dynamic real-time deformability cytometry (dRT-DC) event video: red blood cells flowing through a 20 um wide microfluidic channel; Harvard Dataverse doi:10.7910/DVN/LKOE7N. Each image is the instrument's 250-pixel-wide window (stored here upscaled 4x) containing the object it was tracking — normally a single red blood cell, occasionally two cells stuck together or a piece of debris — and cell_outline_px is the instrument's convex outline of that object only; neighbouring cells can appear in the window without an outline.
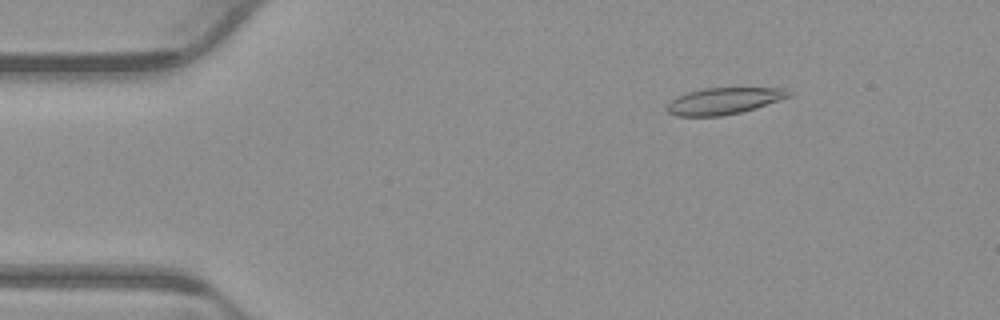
{"species": "common noctule bat (a hibernating species)", "species_latin": "Nyctalus noctula", "temperature_condition": "warm", "stored_images_in_passage": 42, "camera_frame_rate_fps": 3000, "um_per_image_px": 0.085, "animal": {"sex": "male", "body_mass_g": 23.1, "forearm_length_mm": 52.7}, "frame": {"image": 1, "passage_image": 8, "time_ms": 2.333, "image_size_px": [1000, 320], "cell_outline_px": [[792, 96], [756, 108], [740, 112], [720, 116], [676, 116], [668, 112], [664, 108], [676, 96], [688, 92], [704, 88], [788, 88], [792, 92]], "centroid_in_image_um": [61.54, 8.57], "position_along_channel_um": 23.5, "area_um2": 18.96}}
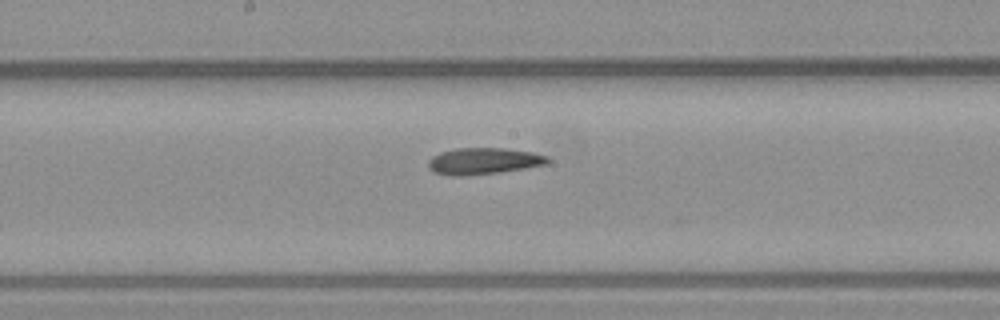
{"frame": {"image": 2, "passage_image": 28, "time_ms": 9.0, "image_size_px": [1000, 320], "cell_outline_px": [[552, 160], [548, 164], [524, 168], [496, 172], [460, 176], [452, 176], [436, 172], [428, 168], [428, 160], [432, 156], [440, 152], [456, 148], [504, 148], [532, 152], [548, 156]], "centroid_in_image_um": [41.11, 13.68], "position_along_channel_um": 207.1, "area_um2": 18.38}}
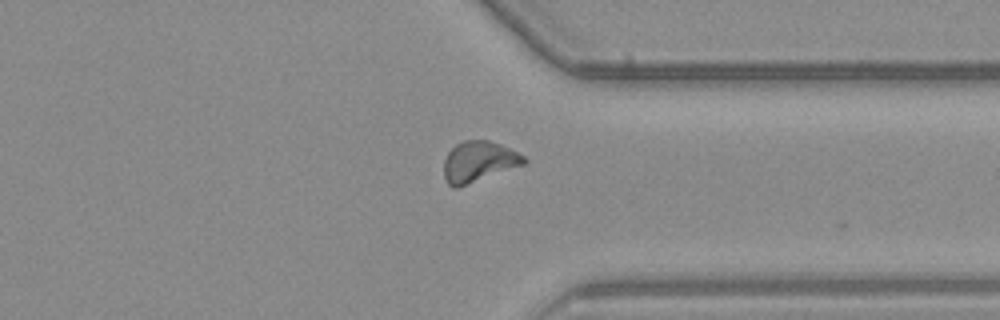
{"frame": {"image": 3, "passage_image": 41, "time_ms": 13.333, "image_size_px": [1000, 320], "cell_outline_px": [[528, 160], [524, 164], [456, 188], [452, 188], [444, 180], [444, 160], [448, 152], [456, 144], [464, 140], [488, 140], [500, 144], [524, 156]], "centroid_in_image_um": [40.65, 13.74], "position_along_channel_um": 370.7, "area_um2": 18.79}}